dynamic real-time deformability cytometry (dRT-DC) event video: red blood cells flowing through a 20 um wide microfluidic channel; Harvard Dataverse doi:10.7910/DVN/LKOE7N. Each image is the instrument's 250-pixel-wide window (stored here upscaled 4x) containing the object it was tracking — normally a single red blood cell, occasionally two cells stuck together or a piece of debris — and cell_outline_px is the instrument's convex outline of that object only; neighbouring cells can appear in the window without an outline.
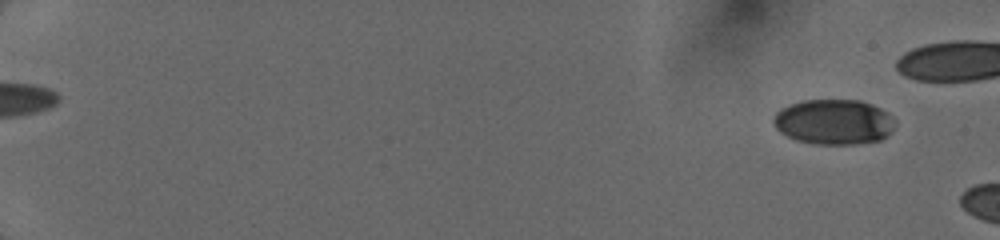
{"species": "human", "species_latin": "Homo sapiens", "temperature_condition": "cold", "stored_images_in_passage": 5, "camera_frame_rate_fps": 3000, "um_per_image_px": 0.085, "donor": {"sex": "female"}, "frame": {"image": 1, "passage_image": 1, "time_ms": 0.0, "image_size_px": [1000, 240], "cell_outline_px": [[896, 124], [892, 132], [880, 140], [852, 144], [816, 144], [796, 140], [780, 132], [772, 124], [772, 116], [780, 108], [804, 100], [860, 100], [872, 104], [888, 112], [896, 120]], "centroid_in_image_um": [70.88, 10.36], "position_along_channel_um": 14.1, "area_um2": 32.31}}